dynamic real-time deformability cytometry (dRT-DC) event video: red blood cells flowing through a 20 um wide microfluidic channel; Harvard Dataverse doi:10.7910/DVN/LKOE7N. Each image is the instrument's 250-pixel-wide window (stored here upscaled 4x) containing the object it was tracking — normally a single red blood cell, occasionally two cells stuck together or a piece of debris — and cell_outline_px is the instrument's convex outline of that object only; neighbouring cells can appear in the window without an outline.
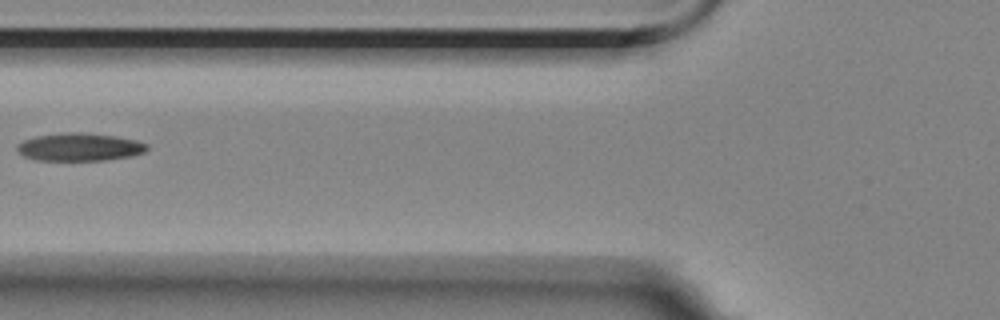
{"species": "Egyptian fruit bat (a non-hibernating species)", "species_latin": "Rousettus aegyptiacus", "temperature_condition": "room temperature", "stored_images_in_passage": 7, "camera_frame_rate_fps": 3000, "um_per_image_px": 0.085, "animal": {"sex": "female"}, "frame": {"image": 1, "passage_image": 6, "time_ms": 6.0, "image_size_px": [1000, 320], "cell_outline_px": [[148, 148], [144, 152], [132, 156], [104, 160], [36, 160], [24, 156], [16, 148], [16, 144], [24, 140], [36, 136], [64, 132], [84, 132], [116, 136], [136, 140], [148, 144]], "centroid_in_image_um": [6.77, 12.49], "position_along_channel_um": 119.0, "area_um2": 21.15}}
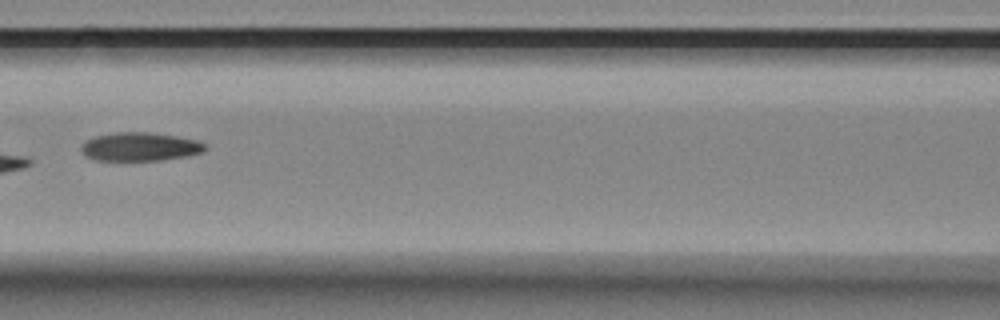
{"frame": {"image": 2, "passage_image": 7, "time_ms": 7.0, "image_size_px": [1000, 320], "cell_outline_px": [[208, 148], [200, 152], [188, 156], [160, 160], [96, 160], [84, 156], [80, 148], [84, 140], [96, 136], [116, 132], [148, 132], [176, 136], [200, 140], [208, 144]], "centroid_in_image_um": [11.91, 12.46], "position_along_channel_um": 154.7, "area_um2": 20.81}}